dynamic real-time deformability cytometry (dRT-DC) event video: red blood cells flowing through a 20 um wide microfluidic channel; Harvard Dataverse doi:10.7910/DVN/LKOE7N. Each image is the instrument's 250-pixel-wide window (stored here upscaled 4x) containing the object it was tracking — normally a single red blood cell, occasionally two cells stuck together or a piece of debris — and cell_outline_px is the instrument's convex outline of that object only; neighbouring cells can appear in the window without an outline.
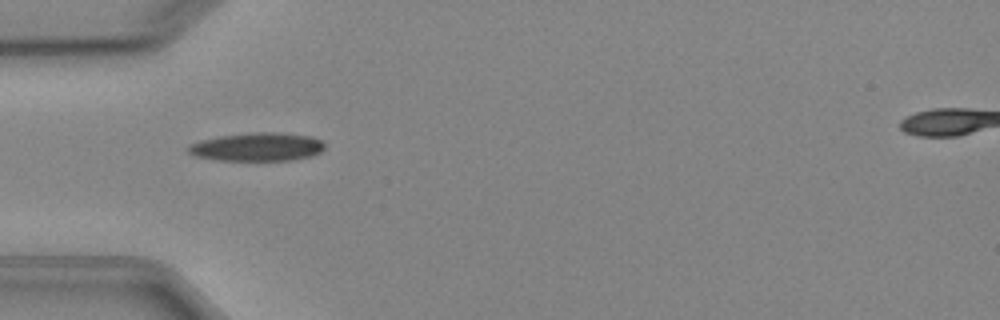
{"species": "Egyptian fruit bat (a non-hibernating species)", "species_latin": "Rousettus aegyptiacus", "temperature_condition": "cold", "stored_images_in_passage": 7, "camera_frame_rate_fps": 3000, "um_per_image_px": 0.085, "animal": {"sex": "female"}, "frame": {"image": 1, "passage_image": 5, "time_ms": 4.667, "image_size_px": [1000, 320], "cell_outline_px": [[324, 148], [320, 152], [312, 156], [292, 160], [216, 160], [196, 156], [188, 152], [188, 148], [192, 144], [200, 140], [220, 136], [252, 132], [276, 132], [312, 136], [320, 140], [324, 144]], "centroid_in_image_um": [21.89, 12.48], "position_along_channel_um": 63.1, "area_um2": 22.48}}
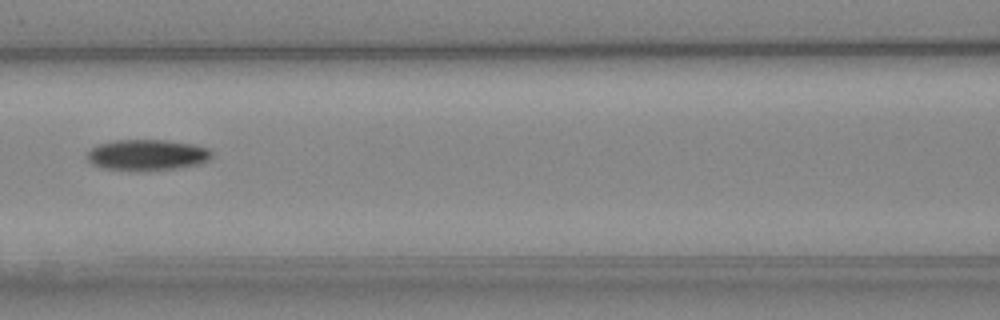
{"frame": {"image": 2, "passage_image": 7, "time_ms": 7.0, "image_size_px": [1000, 320], "cell_outline_px": [[212, 156], [208, 160], [200, 164], [176, 168], [144, 172], [136, 172], [104, 168], [92, 164], [88, 160], [88, 152], [96, 144], [112, 140], [168, 140], [192, 144], [208, 148], [212, 152]], "centroid_in_image_um": [12.49, 13.18], "position_along_channel_um": 154.1, "area_um2": 22.89}}